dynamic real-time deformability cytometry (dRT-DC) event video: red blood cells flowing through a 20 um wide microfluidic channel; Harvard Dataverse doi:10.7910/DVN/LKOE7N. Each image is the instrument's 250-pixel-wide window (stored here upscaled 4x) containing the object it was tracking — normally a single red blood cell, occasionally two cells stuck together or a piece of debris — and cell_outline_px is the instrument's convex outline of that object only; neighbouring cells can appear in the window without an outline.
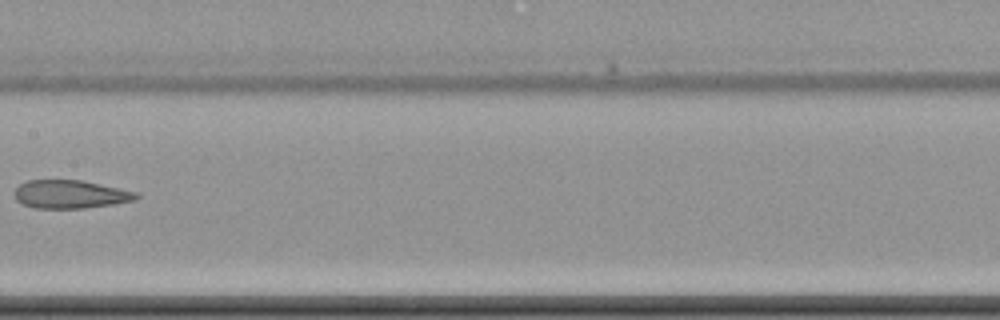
{"species": "common noctule bat (a hibernating species)", "species_latin": "Nyctalus noctula", "temperature_condition": "cold", "stored_images_in_passage": 13, "camera_frame_rate_fps": 3000, "um_per_image_px": 0.085, "animal": {"sex": "female", "body_mass_g": 22.7, "forearm_length_mm": 54.2}, "frame": {"image": 1, "passage_image": 6, "time_ms": 7.0, "image_size_px": [1000, 320], "cell_outline_px": [[140, 196], [136, 200], [112, 204], [84, 208], [32, 208], [16, 200], [12, 192], [20, 184], [28, 180], [80, 180], [136, 192]], "centroid_in_image_um": [5.93, 16.52], "position_along_channel_um": 201.5, "area_um2": 19.94}}
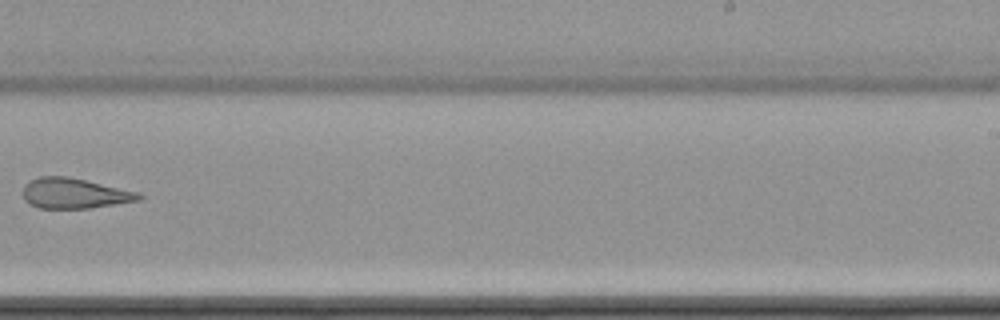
{"frame": {"image": 2, "passage_image": 8, "time_ms": 9.333, "image_size_px": [1000, 320], "cell_outline_px": [[144, 196], [140, 200], [88, 208], [40, 208], [28, 204], [24, 200], [24, 184], [40, 176], [68, 176], [140, 192]], "centroid_in_image_um": [6.33, 16.43], "position_along_channel_um": 282.7, "area_um2": 20.46}}
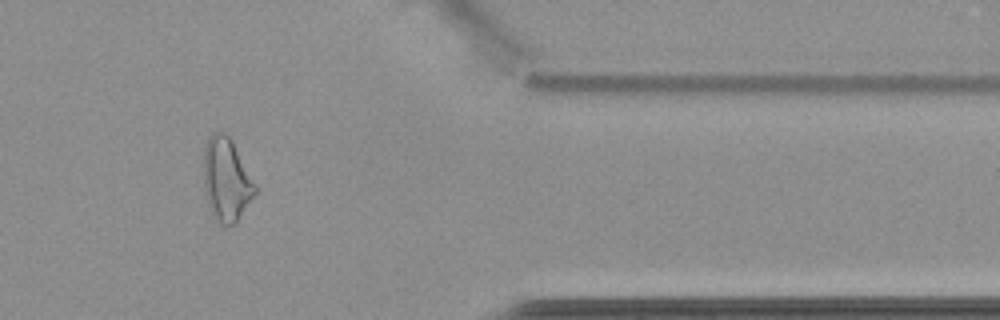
{"frame": {"image": 3, "passage_image": 11, "time_ms": 13.0, "image_size_px": [1000, 320], "cell_outline_px": [[256, 192], [236, 224], [220, 224], [216, 220], [208, 208], [204, 188], [204, 148], [208, 136], [212, 132], [224, 132], [232, 140], [256, 184]], "centroid_in_image_um": [19.23, 15.26], "position_along_channel_um": 392.2, "area_um2": 25.09}, "authors_computed_cell_mechanics": {"area_um2": 23.0044, "velocity_mm_per_s": 3.4983, "shape_relaxation_time_tau1_ms": null, "shape_relaxation_time_tau2_ms": 4.8385, "deformation_change_tau1": null, "deformation_change_tau2": 0.1385}}